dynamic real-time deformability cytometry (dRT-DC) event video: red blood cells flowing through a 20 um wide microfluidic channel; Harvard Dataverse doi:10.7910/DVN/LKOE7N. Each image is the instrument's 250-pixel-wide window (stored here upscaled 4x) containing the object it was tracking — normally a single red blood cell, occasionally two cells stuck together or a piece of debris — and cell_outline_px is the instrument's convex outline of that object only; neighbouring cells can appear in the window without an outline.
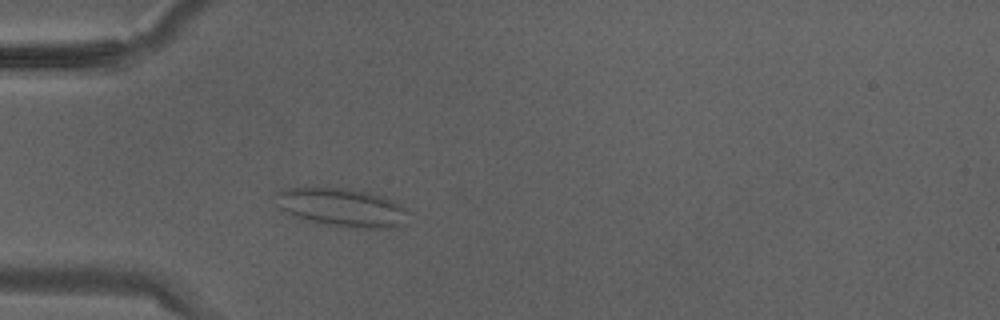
{"species": "Egyptian fruit bat (a non-hibernating species)", "species_latin": "Rousettus aegyptiacus", "temperature_condition": "warm", "stored_images_in_passage": 27, "camera_frame_rate_fps": 3000, "um_per_image_px": 0.085, "animal": {"sex": "male"}, "frame": {"image": 1, "passage_image": 3, "time_ms": 0.667, "image_size_px": [1000, 320], "cell_outline_px": [[404, 212], [400, 224], [392, 228], [356, 228], [308, 220], [296, 216], [280, 208], [272, 196], [276, 192], [284, 188], [348, 188], [368, 192], [384, 196], [392, 200], [404, 208]], "centroid_in_image_um": [28.98, 17.6], "position_along_channel_um": 56.0, "area_um2": 28.9}}
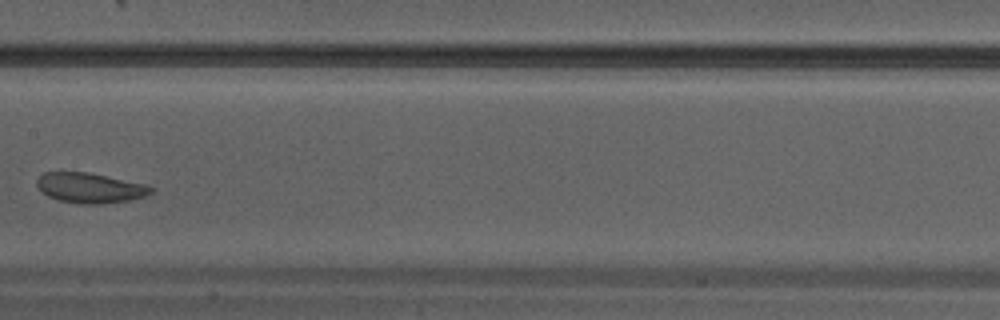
{"frame": {"image": 2, "passage_image": 11, "time_ms": 3.333, "image_size_px": [1000, 320], "cell_outline_px": [[156, 188], [152, 192], [144, 196], [128, 200], [104, 204], [80, 204], [56, 200], [48, 196], [36, 184], [36, 180], [44, 172], [88, 172], [148, 184]], "centroid_in_image_um": [7.68, 15.97], "position_along_channel_um": 199.7, "area_um2": 20.17}}
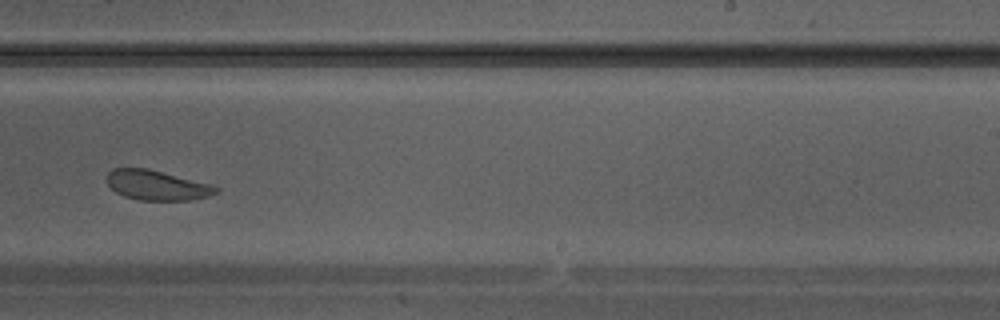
{"frame": {"image": 3, "passage_image": 15, "time_ms": 4.667, "image_size_px": [1000, 320], "cell_outline_px": [[220, 192], [208, 196], [188, 200], [140, 200], [124, 196], [116, 192], [108, 184], [108, 172], [112, 168], [148, 168], [212, 184], [220, 188]], "centroid_in_image_um": [13.37, 15.74], "position_along_channel_um": 275.6, "area_um2": 19.02}}